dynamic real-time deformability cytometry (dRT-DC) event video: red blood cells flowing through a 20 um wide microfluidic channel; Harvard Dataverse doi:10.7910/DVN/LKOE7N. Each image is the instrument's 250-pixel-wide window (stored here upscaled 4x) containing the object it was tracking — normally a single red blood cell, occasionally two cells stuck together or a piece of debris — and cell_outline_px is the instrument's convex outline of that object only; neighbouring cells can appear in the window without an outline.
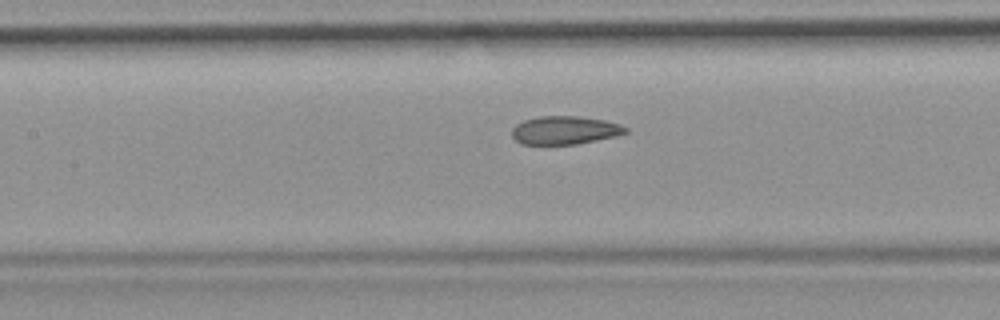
{"species": "common noctule bat (a hibernating species)", "species_latin": "Nyctalus noctula", "temperature_condition": "room temperature", "stored_images_in_passage": 40, "camera_frame_rate_fps": 3000, "um_per_image_px": 0.085, "animal": {"sex": "female", "body_mass_g": 19.9}, "frame": {"image": 1, "passage_image": 12, "time_ms": 3.667, "image_size_px": [1000, 320], "cell_outline_px": [[628, 132], [616, 136], [576, 144], [520, 144], [512, 136], [512, 128], [516, 124], [524, 120], [540, 116], [576, 116], [604, 120], [620, 124], [628, 128]], "centroid_in_image_um": [48.0, 11.07], "position_along_channel_um": 159.4, "area_um2": 18.67}, "authors_computed_cell_mechanics": {"area_um2": 19.3919, "velocity_mm_per_s": 3.883, "shape_relaxation_time_tau1_ms": null, "shape_relaxation_time_tau2_ms": 1.7764, "deformation_change_tau1": null, "deformation_change_tau2": 0.0685}}